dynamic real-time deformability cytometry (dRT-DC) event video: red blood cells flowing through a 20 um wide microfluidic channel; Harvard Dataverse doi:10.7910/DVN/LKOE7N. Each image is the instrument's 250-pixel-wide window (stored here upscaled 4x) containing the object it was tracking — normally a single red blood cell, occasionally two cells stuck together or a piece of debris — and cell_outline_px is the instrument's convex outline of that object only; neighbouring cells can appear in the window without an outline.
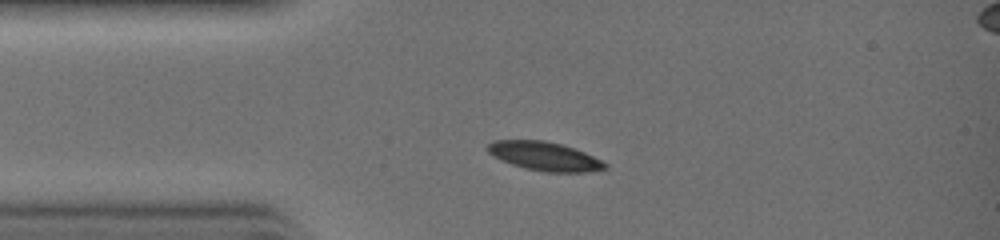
{"species": "common noctule bat (a hibernating species)", "species_latin": "Nyctalus noctula", "temperature_condition": "warm", "stored_images_in_passage": 23, "camera_frame_rate_fps": 3000, "um_per_image_px": 0.085, "animal": {"sex": "female", "body_mass_g": 19.0, "forearm_length_mm": 51.5}, "frame": {"image": 1, "passage_image": 1, "time_ms": 0.0, "image_size_px": [1000, 240], "cell_outline_px": [[608, 168], [584, 172], [544, 172], [524, 168], [500, 160], [492, 156], [484, 148], [492, 140], [544, 140], [560, 144], [584, 152], [608, 164]], "centroid_in_image_um": [46.22, 13.28], "position_along_channel_um": 38.8, "area_um2": 19.71}}
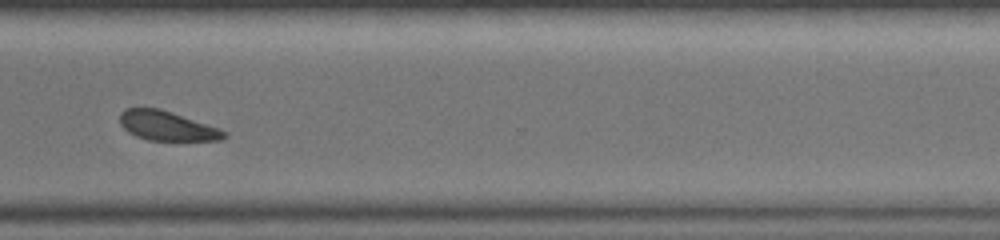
{"frame": {"image": 2, "passage_image": 18, "time_ms": 5.667, "image_size_px": [1000, 240], "cell_outline_px": [[228, 136], [224, 140], [148, 140], [136, 136], [128, 132], [120, 124], [120, 112], [124, 108], [160, 108], [220, 128], [228, 132]], "centroid_in_image_um": [14.22, 10.7], "position_along_channel_um": 356.4, "area_um2": 18.03}}
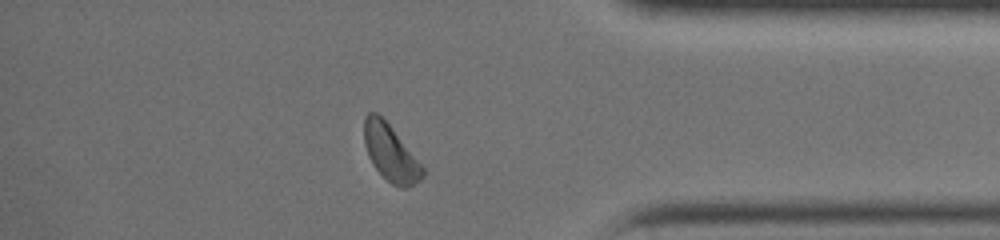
{"frame": {"image": 3, "passage_image": 21, "time_ms": 6.667, "image_size_px": [1000, 240], "cell_outline_px": [[424, 176], [420, 180], [404, 188], [400, 188], [392, 184], [372, 164], [368, 156], [364, 144], [364, 116], [368, 112], [376, 112], [392, 128], [424, 168]], "centroid_in_image_um": [33.17, 12.99], "position_along_channel_um": 402.0, "area_um2": 18.84}}